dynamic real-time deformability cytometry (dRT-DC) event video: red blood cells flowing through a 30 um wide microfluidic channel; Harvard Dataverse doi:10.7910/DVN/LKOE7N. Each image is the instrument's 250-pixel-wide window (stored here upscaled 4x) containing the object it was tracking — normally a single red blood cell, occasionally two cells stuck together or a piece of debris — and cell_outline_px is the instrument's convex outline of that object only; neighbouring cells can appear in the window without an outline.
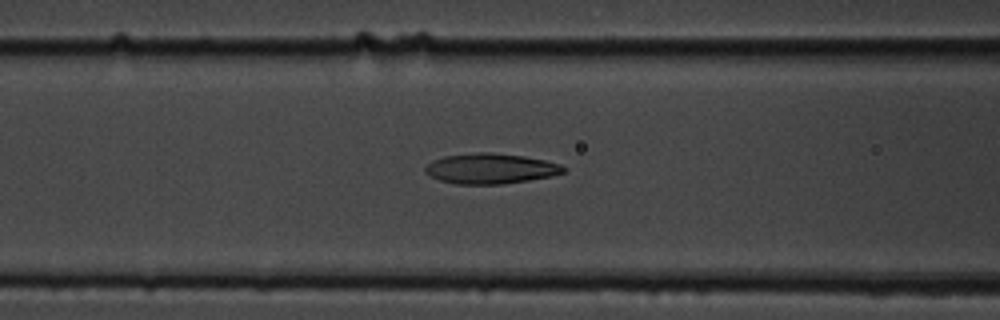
{"species": "common noctule bat (a hibernating species)", "species_latin": "Nyctalus noctula", "temperature_condition": "cold", "stored_images_in_passage": 48, "camera_frame_rate_fps": 3000, "um_per_image_px": 0.085, "animal": {"sex": "male", "body_mass_g": 19.5, "forearm_length_mm": 54.6}, "frame": {"image": 1, "passage_image": 16, "time_ms": 5.0, "image_size_px": [1000, 320], "cell_outline_px": [[568, 168], [564, 172], [552, 176], [504, 184], [456, 184], [440, 180], [424, 172], [424, 168], [432, 160], [444, 156], [480, 152], [492, 152], [524, 156], [544, 160], [560, 164]], "centroid_in_image_um": [41.71, 14.33], "position_along_channel_um": 124.9, "area_um2": 24.45}}
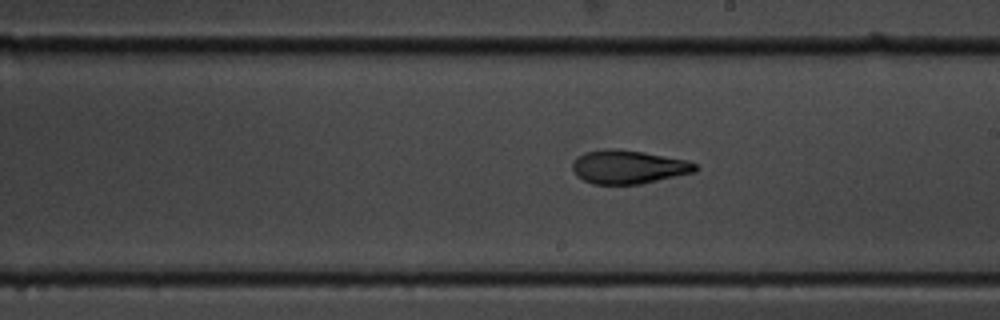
{"frame": {"image": 2, "passage_image": 25, "time_ms": 8.0, "image_size_px": [1000, 320], "cell_outline_px": [[696, 172], [640, 184], [592, 184], [576, 176], [572, 168], [572, 164], [576, 156], [584, 152], [604, 148], [616, 148], [644, 152], [688, 160], [696, 164]], "centroid_in_image_um": [53.38, 14.18], "position_along_channel_um": 235.6, "area_um2": 24.28}}
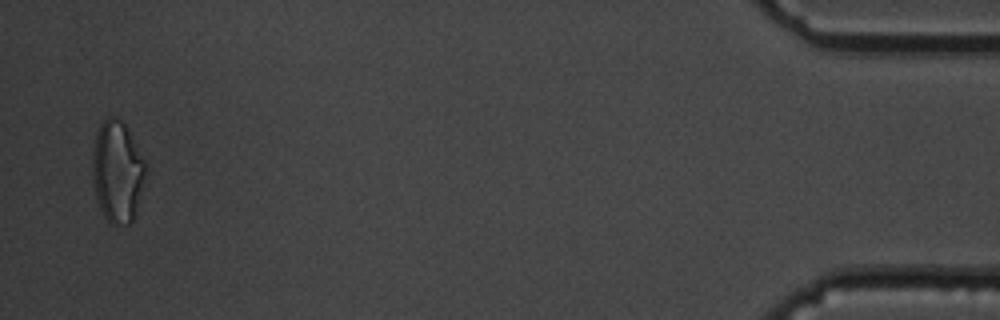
{"frame": {"image": 3, "passage_image": 47, "time_ms": 15.333, "image_size_px": [1000, 320], "cell_outline_px": [[148, 168], [136, 208], [132, 220], [128, 224], [120, 224], [108, 220], [104, 216], [96, 200], [92, 172], [92, 156], [96, 132], [100, 124], [108, 116], [112, 116], [120, 120], [124, 124], [144, 160]], "centroid_in_image_um": [9.95, 14.56], "position_along_channel_um": 425.2, "area_um2": 31.04}, "authors_computed_cell_mechanics": {"area_um2": 24.276, "velocity_mm_per_s": 3.6901, "shape_relaxation_time_tau1_ms": 4.962, "shape_relaxation_time_tau2_ms": 2.997, "deformation_change_tau1": 0.1551, "deformation_change_tau2": 0.1088}}